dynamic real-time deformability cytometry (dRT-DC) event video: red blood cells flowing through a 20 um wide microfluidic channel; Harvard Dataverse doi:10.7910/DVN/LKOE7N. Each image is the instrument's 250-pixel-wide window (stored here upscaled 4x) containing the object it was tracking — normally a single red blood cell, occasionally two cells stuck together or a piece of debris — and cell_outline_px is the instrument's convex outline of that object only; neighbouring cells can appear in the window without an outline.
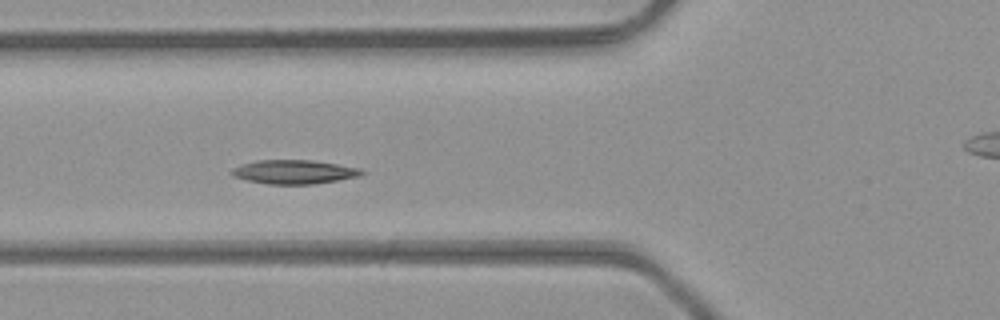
{"species": "common noctule bat (a hibernating species)", "species_latin": "Nyctalus noctula", "temperature_condition": "room temperature", "stored_images_in_passage": 7, "camera_frame_rate_fps": 3000, "um_per_image_px": 0.085, "animal": {"sex": "male", "body_mass_g": 23.1, "forearm_length_mm": 52.7}, "frame": {"image": 1, "passage_image": 5, "time_ms": 1.333, "image_size_px": [1000, 320], "cell_outline_px": [[364, 172], [360, 176], [312, 184], [268, 184], [248, 180], [232, 176], [228, 172], [232, 168], [240, 164], [256, 160], [312, 160], [360, 168]], "centroid_in_image_um": [24.93, 14.6], "position_along_channel_um": 100.9, "area_um2": 18.09}}
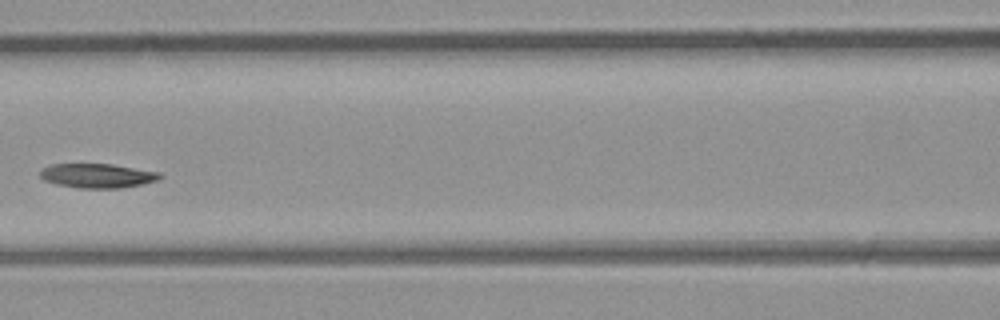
{"frame": {"image": 2, "passage_image": 6, "time_ms": 1.667, "image_size_px": [1000, 320], "cell_outline_px": [[164, 176], [160, 180], [144, 184], [120, 188], [76, 188], [56, 184], [44, 180], [40, 176], [40, 168], [52, 164], [112, 164], [160, 172]], "centroid_in_image_um": [8.31, 14.94], "position_along_channel_um": 158.3, "area_um2": 17.22}}